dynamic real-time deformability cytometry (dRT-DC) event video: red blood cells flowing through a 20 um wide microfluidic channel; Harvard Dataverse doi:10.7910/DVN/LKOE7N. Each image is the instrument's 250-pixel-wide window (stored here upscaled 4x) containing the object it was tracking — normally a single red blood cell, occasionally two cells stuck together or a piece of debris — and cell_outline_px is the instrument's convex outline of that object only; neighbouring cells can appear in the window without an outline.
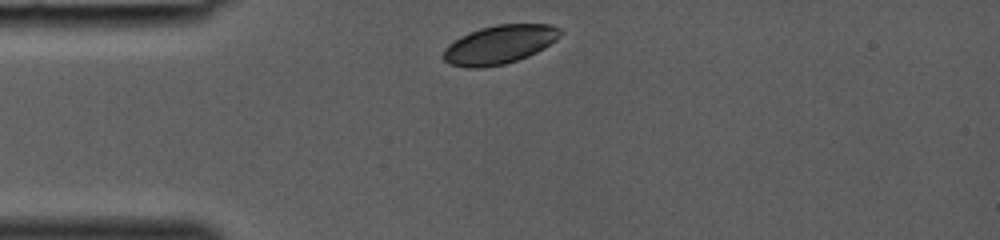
{"species": "common noctule bat (a hibernating species)", "species_latin": "Nyctalus noctula", "temperature_condition": "room temperature", "stored_images_in_passage": 26, "camera_frame_rate_fps": 3000, "um_per_image_px": 0.085, "animal": {"sex": "female", "body_mass_g": 19.0, "forearm_length_mm": 53.3}, "frame": {"image": 1, "passage_image": 1, "time_ms": 0.0, "image_size_px": [1000, 240], "cell_outline_px": [[564, 32], [556, 40], [544, 48], [528, 56], [504, 64], [480, 68], [464, 68], [452, 64], [444, 60], [440, 56], [444, 48], [448, 44], [460, 36], [468, 32], [480, 28], [496, 24], [552, 24], [560, 28]], "centroid_in_image_um": [42.44, 3.78], "position_along_channel_um": 42.6, "area_um2": 26.65}}
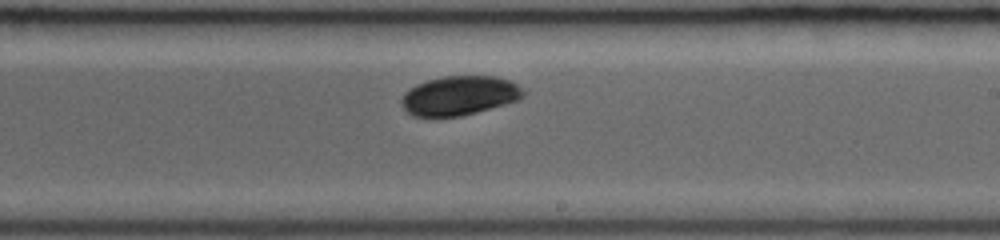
{"frame": {"image": 2, "passage_image": 15, "time_ms": 4.667, "image_size_px": [1000, 240], "cell_outline_px": [[524, 96], [516, 100], [504, 104], [476, 112], [460, 116], [412, 116], [404, 108], [400, 100], [404, 92], [408, 88], [416, 84], [428, 80], [444, 76], [496, 76], [512, 80], [524, 92]], "centroid_in_image_um": [39.02, 8.11], "position_along_channel_um": 250.0, "area_um2": 27.74}}
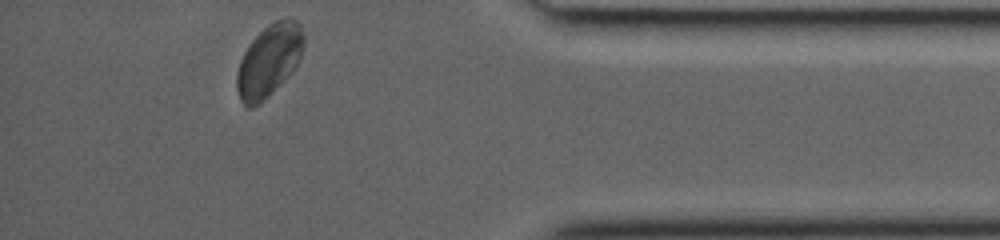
{"frame": {"image": 3, "passage_image": 26, "time_ms": 8.333, "image_size_px": [1000, 240], "cell_outline_px": [[304, 48], [296, 64], [288, 76], [260, 104], [252, 108], [244, 108], [240, 100], [236, 88], [236, 72], [240, 60], [244, 52], [252, 40], [268, 24], [284, 16], [288, 16], [296, 20], [300, 24], [304, 36]], "centroid_in_image_um": [22.85, 5.15], "position_along_channel_um": 412.3, "area_um2": 28.38}}